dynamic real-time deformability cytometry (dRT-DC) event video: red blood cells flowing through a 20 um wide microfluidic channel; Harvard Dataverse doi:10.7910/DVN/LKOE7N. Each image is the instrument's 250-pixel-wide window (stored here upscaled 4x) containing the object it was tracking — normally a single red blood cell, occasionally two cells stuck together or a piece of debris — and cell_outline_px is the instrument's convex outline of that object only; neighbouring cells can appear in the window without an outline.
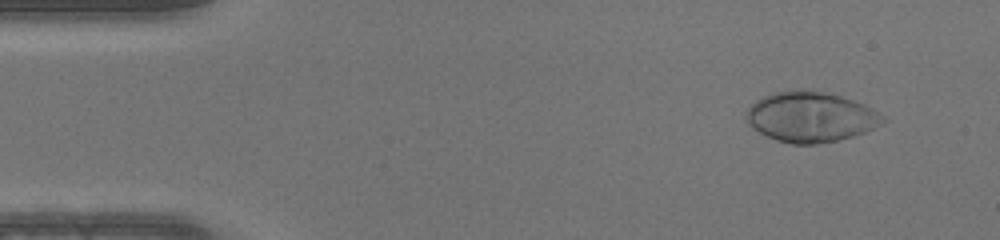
{"species": "human", "species_latin": "Homo sapiens", "temperature_condition": "warm", "stored_images_in_passage": 46, "camera_frame_rate_fps": 3000, "um_per_image_px": 0.085, "donor": {"sex": "male"}, "frame": {"image": 1, "passage_image": 4, "time_ms": 1.0, "image_size_px": [1000, 240], "cell_outline_px": [[884, 120], [872, 128], [864, 132], [852, 136], [836, 140], [816, 144], [792, 144], [776, 140], [752, 128], [744, 120], [744, 112], [760, 96], [772, 92], [792, 88], [800, 88], [828, 92], [864, 104], [872, 108]], "centroid_in_image_um": [68.79, 9.9], "position_along_channel_um": 16.2, "area_um2": 40.17}}
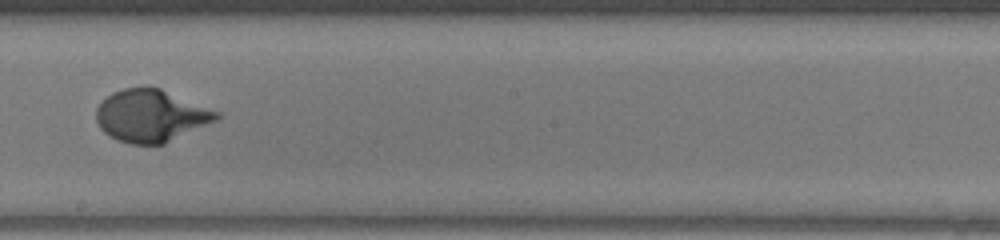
{"frame": {"image": 2, "passage_image": 26, "time_ms": 8.333, "image_size_px": [1000, 240], "cell_outline_px": [[220, 120], [164, 144], [132, 144], [116, 140], [104, 132], [100, 128], [96, 120], [96, 108], [112, 92], [124, 88], [160, 88], [220, 112]], "centroid_in_image_um": [12.86, 9.86], "position_along_channel_um": 235.3, "area_um2": 36.65}}
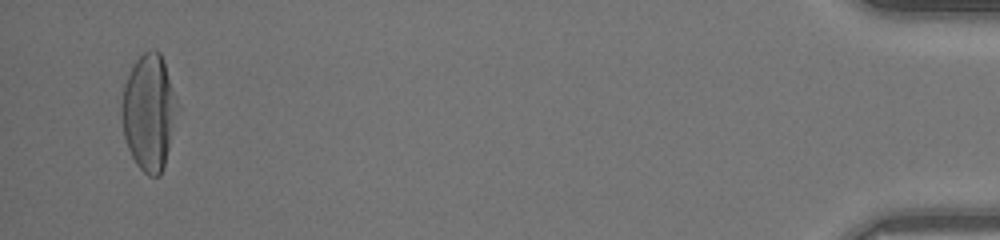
{"frame": {"image": 3, "passage_image": 45, "time_ms": 14.667, "image_size_px": [1000, 240], "cell_outline_px": [[180, 108], [164, 164], [160, 176], [148, 176], [136, 164], [128, 148], [124, 136], [120, 112], [120, 104], [124, 84], [136, 60], [144, 52], [152, 48], [156, 48], [160, 52], [180, 104]], "centroid_in_image_um": [12.68, 9.52], "position_along_channel_um": 422.5, "area_um2": 38.15}}